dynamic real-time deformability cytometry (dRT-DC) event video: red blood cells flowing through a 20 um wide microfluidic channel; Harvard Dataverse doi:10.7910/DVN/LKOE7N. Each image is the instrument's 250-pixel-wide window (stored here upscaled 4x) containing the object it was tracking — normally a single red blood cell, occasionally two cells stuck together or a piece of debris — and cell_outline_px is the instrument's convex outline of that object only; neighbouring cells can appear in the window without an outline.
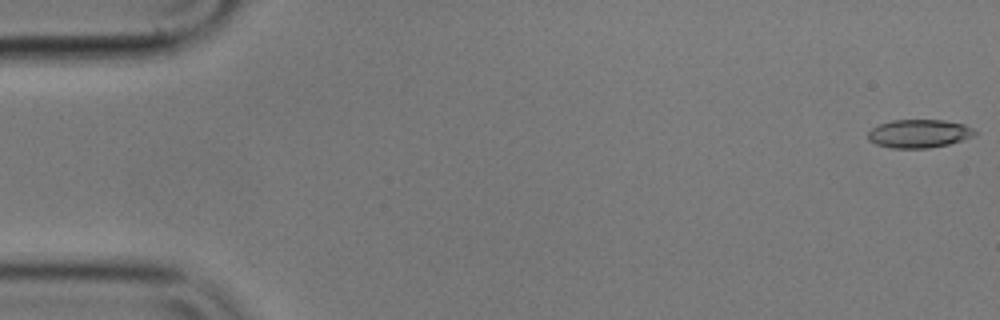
{"species": "common noctule bat (a hibernating species)", "species_latin": "Nyctalus noctula", "temperature_condition": "cold", "stored_images_in_passage": 56, "camera_frame_rate_fps": 3000, "um_per_image_px": 0.085, "animal": {"sex": "male", "body_mass_g": 17.9}, "frame": {"image": 1, "passage_image": 1, "time_ms": 0.0, "image_size_px": [1000, 320], "cell_outline_px": [[976, 132], [972, 136], [948, 144], [928, 148], [892, 148], [876, 144], [868, 140], [868, 132], [872, 128], [880, 124], [892, 120], [944, 120], [964, 124], [972, 128]], "centroid_in_image_um": [78.08, 11.35], "position_along_channel_um": 6.9, "area_um2": 17.46}}
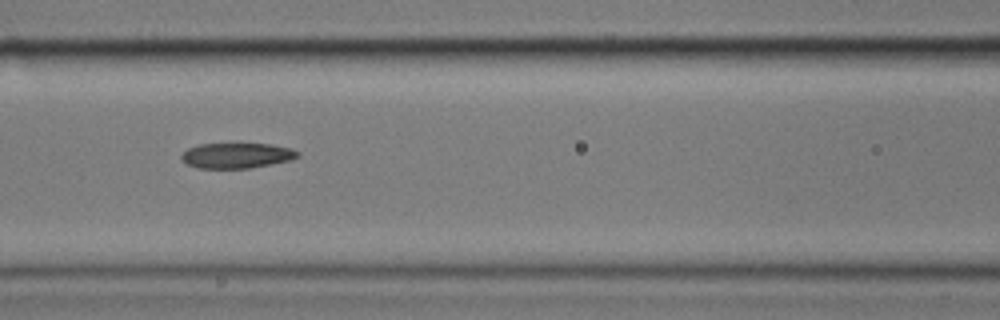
{"frame": {"image": 2, "passage_image": 24, "time_ms": 7.667, "image_size_px": [1000, 320], "cell_outline_px": [[300, 156], [288, 160], [272, 164], [248, 168], [196, 168], [188, 164], [180, 156], [188, 148], [200, 144], [272, 144], [292, 148], [300, 152]], "centroid_in_image_um": [20.15, 13.21], "position_along_channel_um": 146.4, "area_um2": 17.05}}
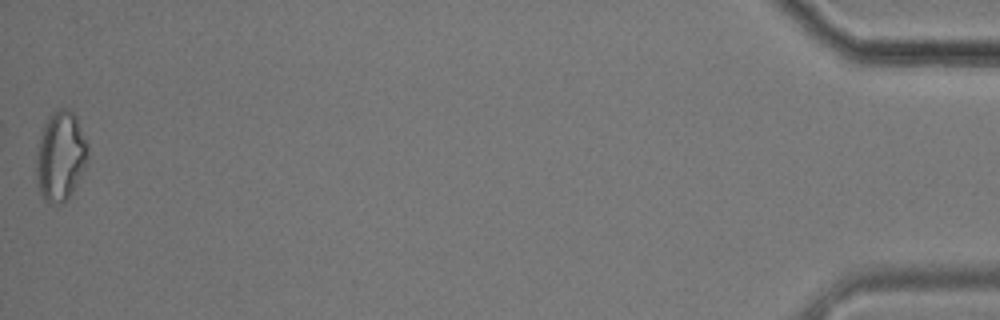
{"frame": {"image": 3, "passage_image": 56, "time_ms": 18.333, "image_size_px": [1000, 320], "cell_outline_px": [[88, 160], [72, 192], [64, 204], [56, 204], [44, 200], [40, 192], [36, 176], [36, 152], [44, 124], [48, 116], [56, 108], [68, 108], [76, 116], [88, 144]], "centroid_in_image_um": [5.14, 13.25], "position_along_channel_um": 430.1, "area_um2": 27.05}, "authors_computed_cell_mechanics": {"area_um2": 18.1203, "velocity_mm_per_s": 3.5619, "shape_relaxation_time_tau1_ms": null, "shape_relaxation_time_tau2_ms": 5.3271, "deformation_change_tau1": null, "deformation_change_tau2": 0.1342}}